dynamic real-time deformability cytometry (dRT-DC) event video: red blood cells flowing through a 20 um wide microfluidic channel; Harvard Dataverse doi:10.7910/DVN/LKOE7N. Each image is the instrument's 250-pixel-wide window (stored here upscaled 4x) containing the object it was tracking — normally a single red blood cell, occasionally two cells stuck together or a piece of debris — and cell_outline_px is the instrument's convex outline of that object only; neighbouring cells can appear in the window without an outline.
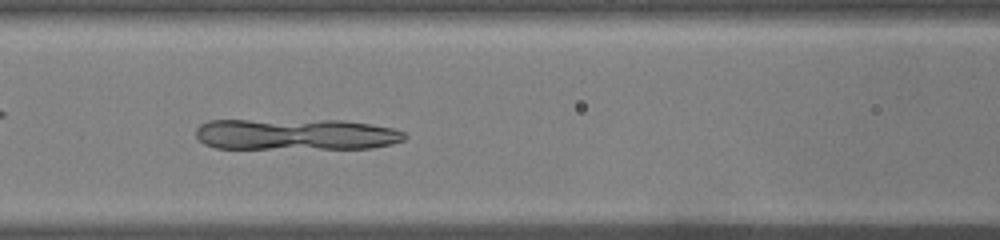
{"species": "common noctule bat (a hibernating species)", "species_latin": "Nyctalus noctula", "temperature_condition": "warm", "stored_images_in_passage": 45, "camera_frame_rate_fps": 3000, "um_per_image_px": 0.085, "animal": {"sex": "male", "body_mass_g": 19.0, "forearm_length_mm": 50.8}, "frame": {"image": 1, "passage_image": 17, "time_ms": 5.333, "image_size_px": [1000, 240], "cell_outline_px": [[408, 136], [404, 140], [392, 144], [372, 148], [216, 148], [204, 144], [196, 136], [196, 128], [200, 124], [208, 120], [340, 120], [372, 124], [392, 128], [404, 132]], "centroid_in_image_um": [25.15, 11.41], "position_along_channel_um": 141.5, "area_um2": 38.26}}
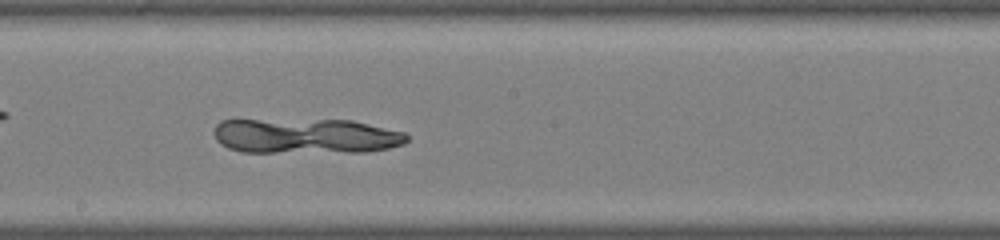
{"frame": {"image": 2, "passage_image": 23, "time_ms": 7.333, "image_size_px": [1000, 240], "cell_outline_px": [[408, 140], [404, 144], [388, 148], [368, 152], [240, 152], [228, 148], [220, 144], [216, 140], [212, 132], [216, 124], [220, 120], [352, 120], [404, 132], [408, 136]], "centroid_in_image_um": [25.97, 11.57], "position_along_channel_um": 222.2, "area_um2": 39.82}}
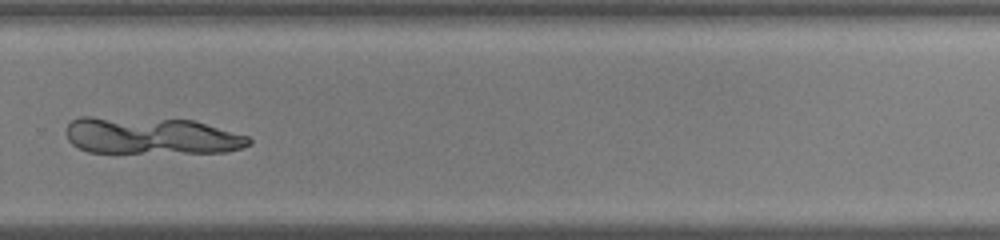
{"frame": {"image": 3, "passage_image": 30, "time_ms": 9.667, "image_size_px": [1000, 240], "cell_outline_px": [[252, 144], [244, 148], [228, 152], [88, 152], [72, 144], [68, 140], [64, 132], [64, 128], [72, 120], [80, 116], [92, 116], [192, 120], [248, 136], [252, 140]], "centroid_in_image_um": [12.82, 11.53], "position_along_channel_um": 317.0, "area_um2": 39.59}}